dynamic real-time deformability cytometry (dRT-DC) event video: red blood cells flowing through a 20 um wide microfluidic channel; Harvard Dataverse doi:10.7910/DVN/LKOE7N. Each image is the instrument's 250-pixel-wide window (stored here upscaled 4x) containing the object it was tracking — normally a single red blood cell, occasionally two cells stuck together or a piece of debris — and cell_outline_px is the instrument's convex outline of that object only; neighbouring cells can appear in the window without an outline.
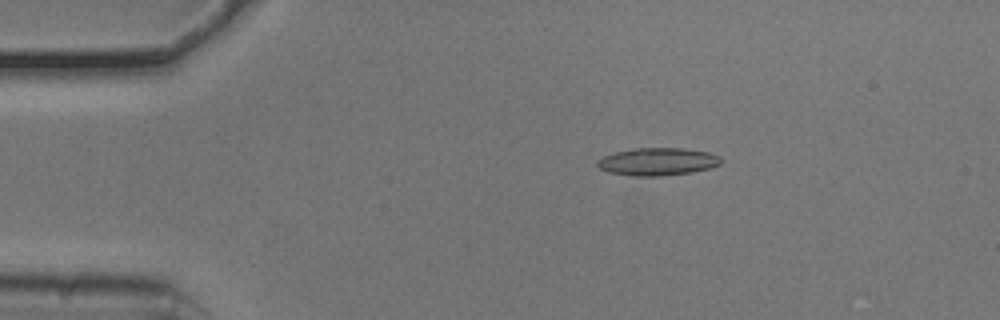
{"species": "common noctule bat (a hibernating species)", "species_latin": "Nyctalus noctula", "temperature_condition": "cold", "stored_images_in_passage": 53, "camera_frame_rate_fps": 3000, "um_per_image_px": 0.085, "animal": {"sex": "male", "body_mass_g": 20.5, "forearm_length_mm": 52.5}, "frame": {"image": 1, "passage_image": 10, "time_ms": 3.0, "image_size_px": [1000, 320], "cell_outline_px": [[720, 164], [712, 168], [692, 172], [660, 176], [632, 176], [608, 172], [600, 168], [596, 164], [596, 160], [604, 156], [616, 152], [636, 148], [684, 148], [708, 152], [720, 156]], "centroid_in_image_um": [55.9, 13.74], "position_along_channel_um": 29.1, "area_um2": 19.94}}
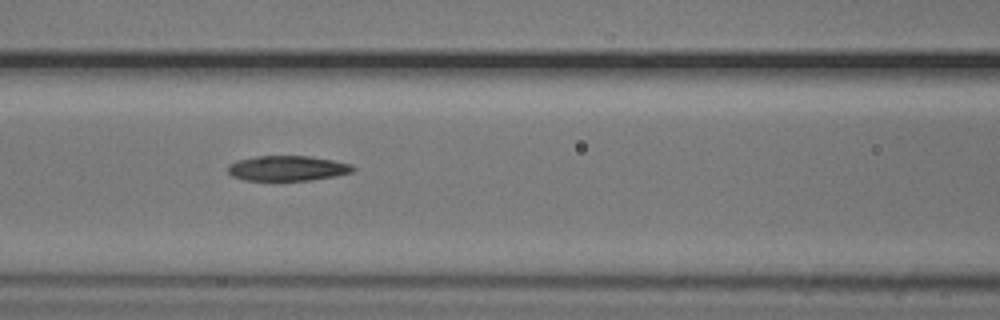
{"frame": {"image": 2, "passage_image": 23, "time_ms": 7.333, "image_size_px": [1000, 320], "cell_outline_px": [[356, 168], [352, 172], [336, 176], [312, 180], [244, 180], [232, 176], [228, 172], [228, 164], [236, 160], [256, 156], [308, 156], [332, 160], [352, 164]], "centroid_in_image_um": [24.43, 14.3], "position_along_channel_um": 142.2, "area_um2": 18.38}}
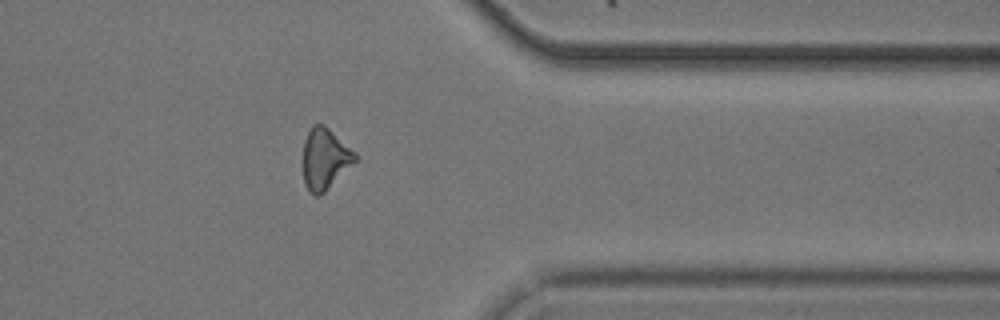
{"frame": {"image": 3, "passage_image": 43, "time_ms": 14.0, "image_size_px": [1000, 320], "cell_outline_px": [[360, 160], [324, 192], [316, 196], [312, 196], [308, 192], [304, 184], [304, 140], [312, 124], [324, 124], [356, 152], [360, 156]], "centroid_in_image_um": [27.67, 13.52], "position_along_channel_um": 383.7, "area_um2": 18.96}, "authors_computed_cell_mechanics": {"area_um2": 18.9006, "velocity_mm_per_s": 3.7964, "shape_relaxation_time_tau1_ms": 10.3522, "shape_relaxation_time_tau2_ms": 8.9709, "deformation_change_tau1": 0.2149, "deformation_change_tau2": 0.2191}}